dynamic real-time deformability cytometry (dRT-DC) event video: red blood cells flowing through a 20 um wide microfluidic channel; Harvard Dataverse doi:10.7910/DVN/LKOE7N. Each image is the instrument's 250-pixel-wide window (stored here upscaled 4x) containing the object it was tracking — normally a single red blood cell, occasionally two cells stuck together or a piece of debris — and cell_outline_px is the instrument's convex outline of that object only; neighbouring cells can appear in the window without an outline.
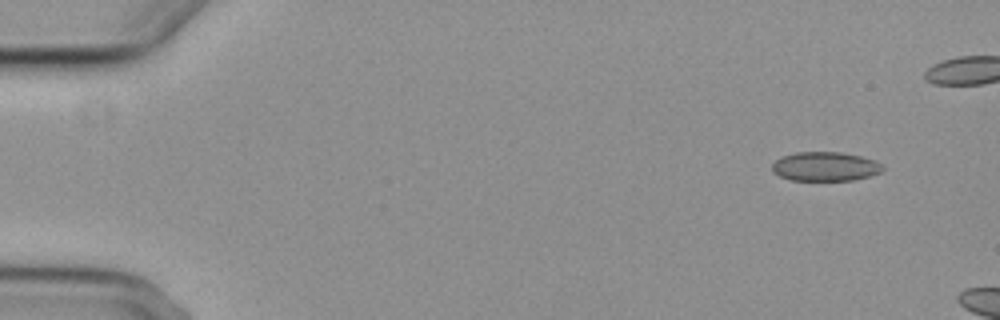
{"species": "common noctule bat (a hibernating species)", "species_latin": "Nyctalus noctula", "temperature_condition": "cold", "stored_images_in_passage": 4, "camera_frame_rate_fps": 3000, "um_per_image_px": 0.085, "animal": {"sex": "female", "body_mass_g": 29.2, "forearm_length_mm": 56.3}, "frame": {"image": 1, "passage_image": 2, "time_ms": 1.333, "image_size_px": [1000, 320], "cell_outline_px": [[884, 168], [880, 172], [868, 176], [852, 180], [792, 180], [780, 176], [772, 172], [772, 164], [780, 156], [796, 152], [840, 152], [860, 156], [876, 160]], "centroid_in_image_um": [70.11, 14.14], "position_along_channel_um": 14.9, "area_um2": 18.73}}